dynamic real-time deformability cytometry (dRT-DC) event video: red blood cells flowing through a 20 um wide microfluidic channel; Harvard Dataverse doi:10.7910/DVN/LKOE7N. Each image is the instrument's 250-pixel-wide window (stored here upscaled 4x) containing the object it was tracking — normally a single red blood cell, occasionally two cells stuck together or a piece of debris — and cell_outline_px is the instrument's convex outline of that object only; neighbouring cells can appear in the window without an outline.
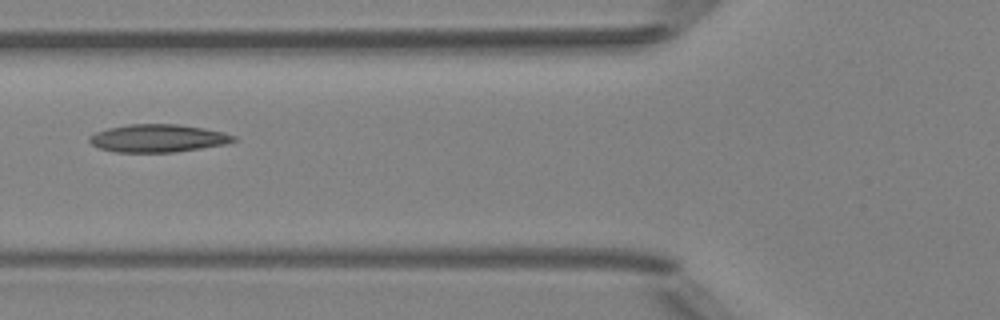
{"species": "Egyptian fruit bat (a non-hibernating species)", "species_latin": "Rousettus aegyptiacus", "temperature_condition": "room temperature", "stored_images_in_passage": 7, "camera_frame_rate_fps": 3000, "um_per_image_px": 0.085, "animal": {"sex": "female"}, "frame": {"image": 1, "passage_image": 5, "time_ms": 5.333, "image_size_px": [1000, 320], "cell_outline_px": [[236, 140], [224, 144], [200, 148], [172, 152], [116, 152], [100, 148], [92, 144], [88, 140], [88, 136], [96, 132], [108, 128], [128, 124], [180, 124], [204, 128], [224, 132], [236, 136]], "centroid_in_image_um": [13.41, 11.74], "position_along_channel_um": 112.4, "area_um2": 23.29}}
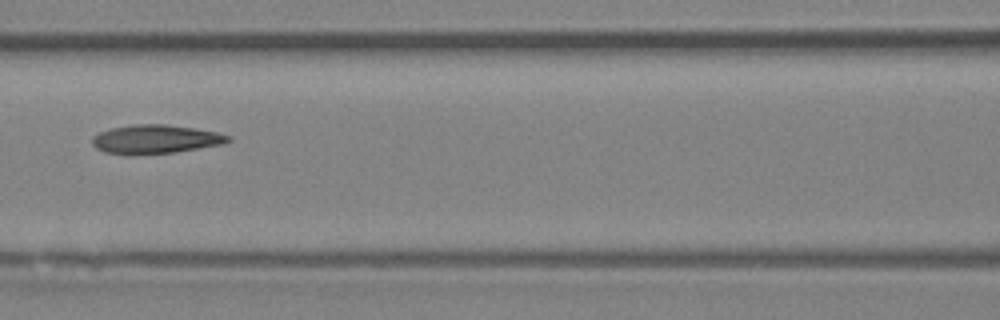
{"frame": {"image": 2, "passage_image": 6, "time_ms": 6.333, "image_size_px": [1000, 320], "cell_outline_px": [[232, 140], [220, 144], [176, 152], [104, 152], [96, 148], [92, 144], [92, 136], [100, 132], [112, 128], [132, 124], [164, 124], [196, 128], [216, 132], [232, 136]], "centroid_in_image_um": [13.25, 11.79], "position_along_channel_um": 153.3, "area_um2": 22.02}}
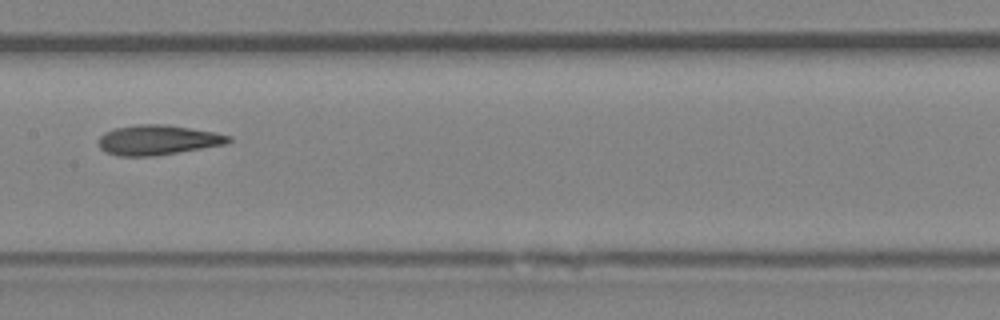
{"frame": {"image": 3, "passage_image": 7, "time_ms": 7.333, "image_size_px": [1000, 320], "cell_outline_px": [[232, 140], [228, 144], [152, 156], [120, 156], [104, 152], [100, 148], [100, 136], [104, 132], [112, 128], [136, 124], [164, 124], [216, 132], [232, 136]], "centroid_in_image_um": [13.42, 11.89], "position_along_channel_um": 194.0, "area_um2": 22.77}}